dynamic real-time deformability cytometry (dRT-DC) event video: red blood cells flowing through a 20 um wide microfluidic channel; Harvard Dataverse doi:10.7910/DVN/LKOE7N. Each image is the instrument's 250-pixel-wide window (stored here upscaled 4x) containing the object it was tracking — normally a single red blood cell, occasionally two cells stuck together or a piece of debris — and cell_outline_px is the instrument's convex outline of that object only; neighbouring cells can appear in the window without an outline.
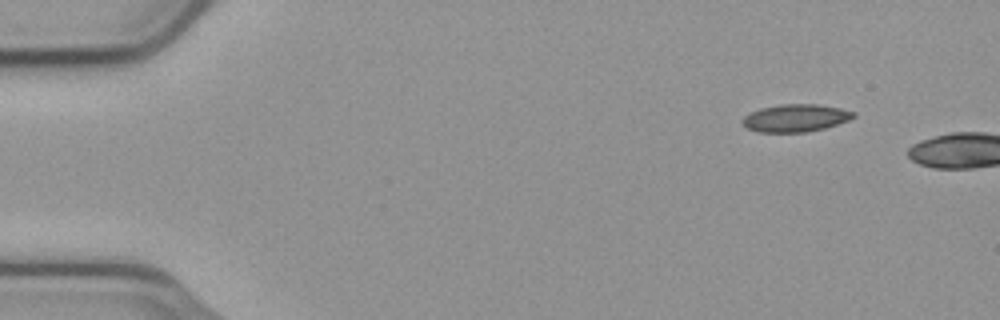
{"species": "common noctule bat (a hibernating species)", "species_latin": "Nyctalus noctula", "temperature_condition": "cold", "stored_images_in_passage": 4, "camera_frame_rate_fps": 3000, "um_per_image_px": 0.085, "animal": {"sex": "male", "body_mass_g": 23.1, "forearm_length_mm": 52.7}, "frame": {"image": 1, "passage_image": 1, "time_ms": 0.0, "image_size_px": [1000, 320], "cell_outline_px": [[856, 116], [848, 120], [824, 128], [804, 132], [760, 132], [748, 128], [740, 120], [744, 116], [760, 108], [780, 104], [816, 104], [840, 108], [856, 112]], "centroid_in_image_um": [67.62, 10.02], "position_along_channel_um": 17.4, "area_um2": 17.69}}